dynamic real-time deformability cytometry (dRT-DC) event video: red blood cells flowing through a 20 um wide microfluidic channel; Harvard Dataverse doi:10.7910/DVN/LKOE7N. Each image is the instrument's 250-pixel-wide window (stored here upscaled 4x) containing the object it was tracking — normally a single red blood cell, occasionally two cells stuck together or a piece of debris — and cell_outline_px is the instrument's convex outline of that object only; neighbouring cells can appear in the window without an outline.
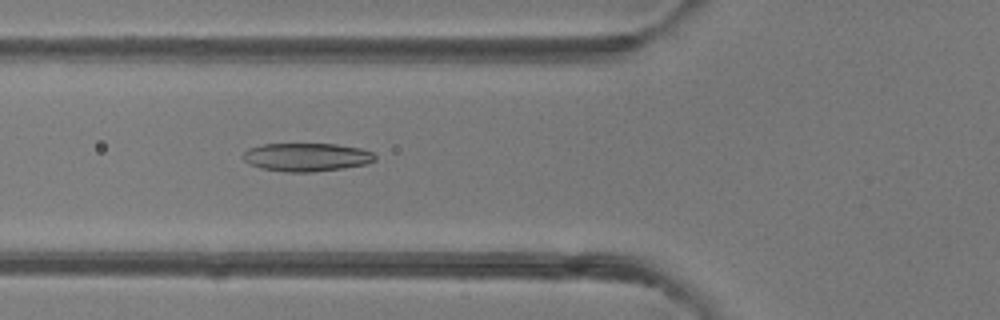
{"species": "common noctule bat (a hibernating species)", "species_latin": "Nyctalus noctula", "temperature_condition": "room temperature", "stored_images_in_passage": 4, "camera_frame_rate_fps": 3000, "um_per_image_px": 0.085, "animal": {"sex": "female"}, "frame": {"image": 1, "passage_image": 4, "time_ms": 3.0, "image_size_px": [1000, 320], "cell_outline_px": [[376, 160], [364, 164], [344, 168], [312, 172], [284, 172], [260, 168], [244, 160], [244, 152], [248, 148], [264, 144], [336, 144], [360, 148], [372, 152], [376, 156]], "centroid_in_image_um": [26.07, 13.36], "position_along_channel_um": 99.7, "area_um2": 21.68}}